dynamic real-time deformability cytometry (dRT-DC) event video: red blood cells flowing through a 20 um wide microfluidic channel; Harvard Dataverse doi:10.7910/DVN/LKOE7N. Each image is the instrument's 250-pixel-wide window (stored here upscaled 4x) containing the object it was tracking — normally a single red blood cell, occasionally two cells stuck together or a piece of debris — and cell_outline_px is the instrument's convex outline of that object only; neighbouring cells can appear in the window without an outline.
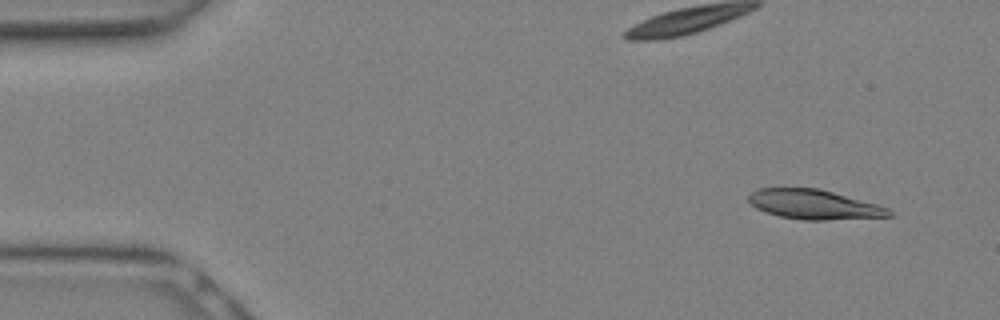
{"species": "Egyptian fruit bat (a non-hibernating species)", "species_latin": "Rousettus aegyptiacus", "temperature_condition": "warm", "stored_images_in_passage": 8, "camera_frame_rate_fps": 3000, "um_per_image_px": 0.085, "animal": {"sex": "female"}, "frame": {"image": 1, "passage_image": 2, "time_ms": 0.333, "image_size_px": [1000, 320], "cell_outline_px": [[892, 216], [824, 220], [804, 220], [780, 216], [756, 208], [748, 200], [748, 196], [756, 188], [820, 188], [876, 204], [888, 208], [892, 212]], "centroid_in_image_um": [69.18, 17.37], "position_along_channel_um": 15.8, "area_um2": 23.99}}
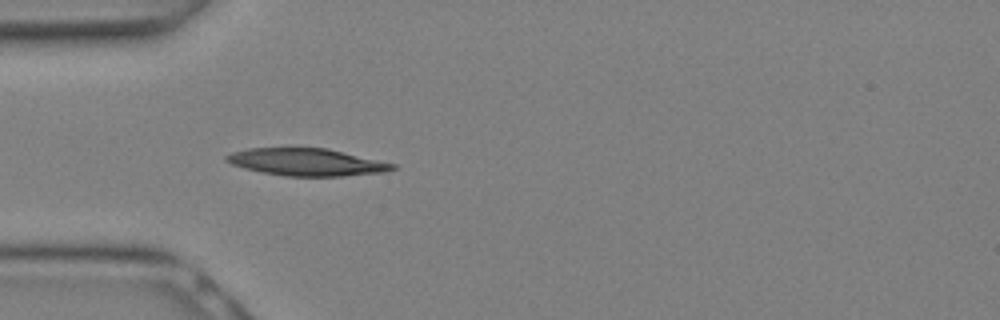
{"frame": {"image": 2, "passage_image": 8, "time_ms": 2.333, "image_size_px": [1000, 320], "cell_outline_px": [[396, 168], [384, 172], [344, 176], [288, 176], [264, 172], [244, 168], [232, 164], [224, 160], [224, 156], [232, 152], [248, 148], [288, 144], [296, 144], [328, 148], [396, 164]], "centroid_in_image_um": [26.0, 13.71], "position_along_channel_um": 59.0, "area_um2": 27.57}}